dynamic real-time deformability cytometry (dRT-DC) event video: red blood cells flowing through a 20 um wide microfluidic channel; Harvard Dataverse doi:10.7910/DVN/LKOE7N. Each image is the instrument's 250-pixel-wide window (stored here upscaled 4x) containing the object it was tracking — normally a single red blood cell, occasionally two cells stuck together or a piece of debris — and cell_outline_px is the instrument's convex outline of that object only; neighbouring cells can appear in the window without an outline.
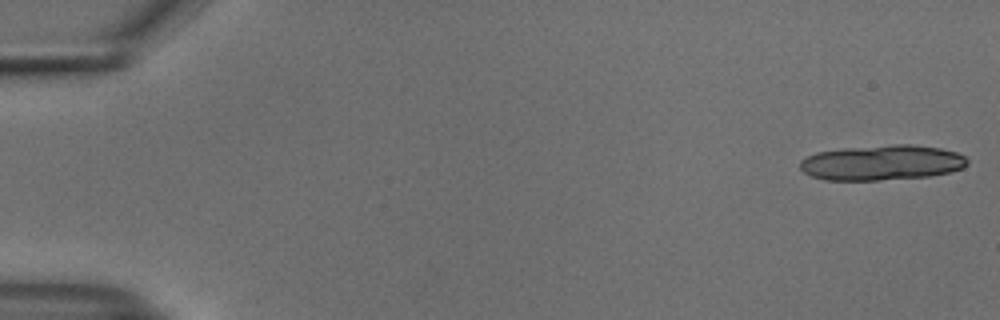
{"species": "common noctule bat (a hibernating species)", "species_latin": "Nyctalus noctula", "temperature_condition": "cold", "stored_images_in_passage": 16, "camera_frame_rate_fps": 3000, "um_per_image_px": 0.085, "animal": {"sex": "male", "body_mass_g": 18.8}, "frame": {"image": 1, "passage_image": 1, "time_ms": 0.0, "image_size_px": [1000, 320], "cell_outline_px": [[968, 164], [964, 168], [948, 172], [928, 176], [880, 180], [824, 180], [812, 176], [804, 172], [800, 168], [800, 160], [816, 152], [844, 148], [892, 144], [912, 144], [940, 148], [956, 152], [964, 156], [968, 160]], "centroid_in_image_um": [74.96, 13.82], "position_along_channel_um": 10.0, "area_um2": 34.39}}